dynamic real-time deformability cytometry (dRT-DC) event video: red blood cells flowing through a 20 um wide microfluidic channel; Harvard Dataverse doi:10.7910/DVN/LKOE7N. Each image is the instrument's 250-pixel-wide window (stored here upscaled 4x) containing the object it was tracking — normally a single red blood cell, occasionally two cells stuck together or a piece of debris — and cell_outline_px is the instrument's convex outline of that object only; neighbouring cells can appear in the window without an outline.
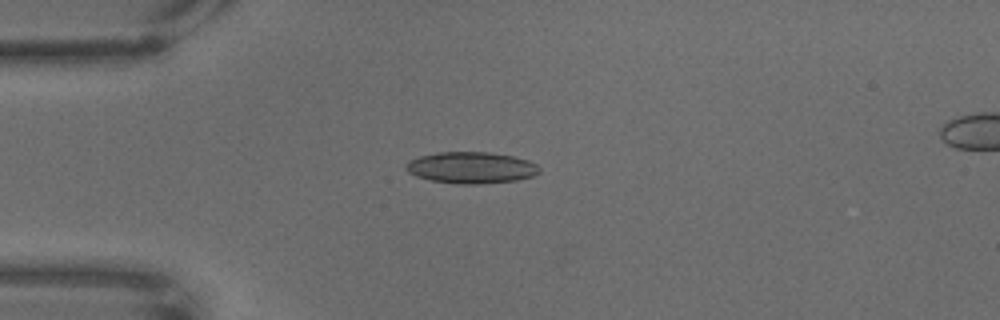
{"species": "common noctule bat (a hibernating species)", "species_latin": "Nyctalus noctula", "temperature_condition": "warm", "stored_images_in_passage": 26, "camera_frame_rate_fps": 3000, "um_per_image_px": 0.085, "animal": {"sex": "male", "body_mass_g": 18.8}, "frame": {"image": 1, "passage_image": 1, "time_ms": 0.0, "image_size_px": [1000, 320], "cell_outline_px": [[540, 172], [532, 176], [516, 180], [480, 184], [460, 184], [432, 180], [416, 176], [408, 172], [404, 168], [404, 164], [420, 156], [436, 152], [488, 152], [512, 156], [528, 160], [536, 164], [540, 168]], "centroid_in_image_um": [40.04, 14.25], "position_along_channel_um": 45.0, "area_um2": 24.39}}
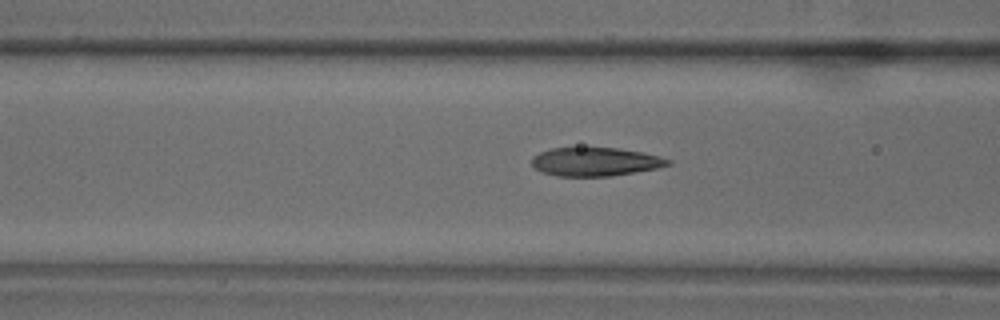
{"frame": {"image": 2, "passage_image": 10, "time_ms": 3.0, "image_size_px": [1000, 320], "cell_outline_px": [[672, 164], [656, 168], [612, 176], [556, 176], [540, 172], [532, 164], [532, 156], [540, 152], [552, 148], [616, 148], [644, 152], [660, 156], [672, 160]], "centroid_in_image_um": [50.61, 13.75], "position_along_channel_um": 116.0, "area_um2": 22.72}}
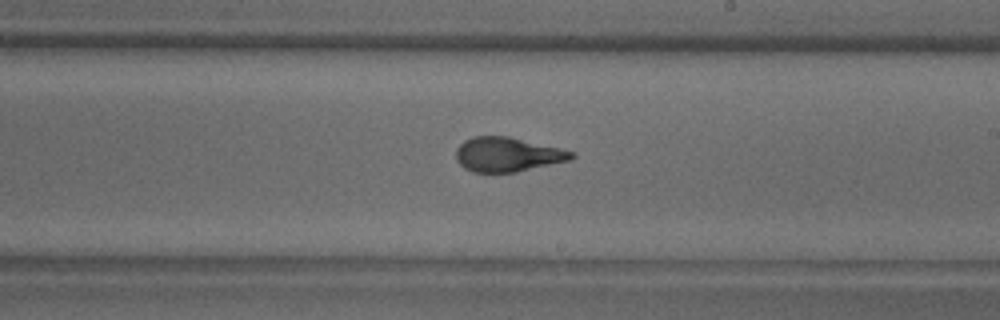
{"frame": {"image": 3, "passage_image": 23, "time_ms": 7.333, "image_size_px": [1000, 320], "cell_outline_px": [[576, 156], [572, 160], [516, 172], [472, 172], [464, 168], [456, 160], [456, 148], [464, 140], [472, 136], [508, 136], [560, 148], [576, 152]], "centroid_in_image_um": [43.15, 13.13], "position_along_channel_um": 245.9, "area_um2": 23.35}}